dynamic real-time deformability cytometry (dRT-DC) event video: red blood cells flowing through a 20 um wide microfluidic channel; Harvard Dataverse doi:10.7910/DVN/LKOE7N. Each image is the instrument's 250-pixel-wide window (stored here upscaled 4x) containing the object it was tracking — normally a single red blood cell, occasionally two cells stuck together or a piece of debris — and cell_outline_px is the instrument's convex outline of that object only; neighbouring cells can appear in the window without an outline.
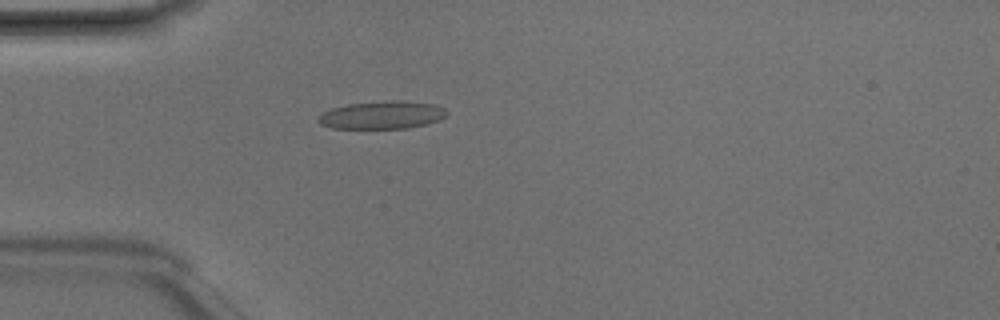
{"species": "Egyptian fruit bat (a non-hibernating species)", "species_latin": "Rousettus aegyptiacus", "temperature_condition": "room temperature", "stored_images_in_passage": 4, "camera_frame_rate_fps": 3000, "um_per_image_px": 0.085, "animal": {"sex": "male"}, "frame": {"image": 1, "passage_image": 4, "time_ms": 1.0, "image_size_px": [1000, 320], "cell_outline_px": [[448, 112], [444, 116], [436, 120], [424, 124], [408, 128], [332, 128], [320, 124], [316, 120], [324, 112], [332, 108], [348, 104], [384, 100], [400, 100], [432, 104], [444, 108]], "centroid_in_image_um": [32.44, 9.76], "position_along_channel_um": 52.6, "area_um2": 20.63}}